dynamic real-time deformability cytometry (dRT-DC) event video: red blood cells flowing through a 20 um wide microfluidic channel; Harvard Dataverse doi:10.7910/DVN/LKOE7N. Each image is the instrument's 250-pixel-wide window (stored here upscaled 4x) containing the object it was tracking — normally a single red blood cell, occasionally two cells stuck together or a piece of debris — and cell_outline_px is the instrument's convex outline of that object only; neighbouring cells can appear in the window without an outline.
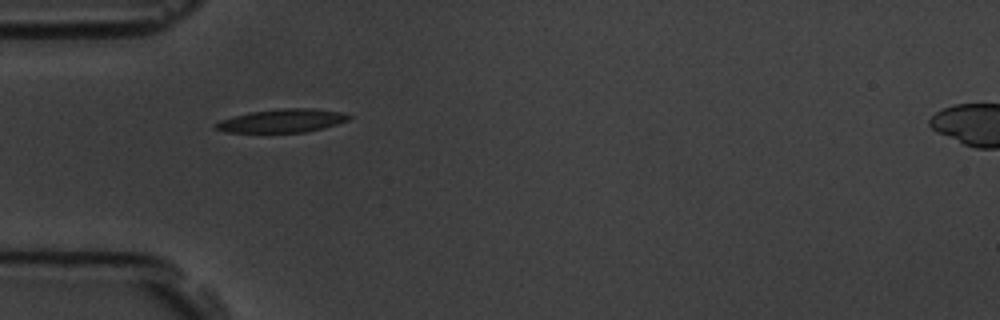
{"species": "common noctule bat (a hibernating species)", "species_latin": "Nyctalus noctula", "temperature_condition": "room temperature", "stored_images_in_passage": 36, "camera_frame_rate_fps": 3000, "um_per_image_px": 0.085, "animal": {"sex": "male", "body_mass_g": 19.5, "forearm_length_mm": 54.6}, "frame": {"image": 1, "passage_image": 1, "time_ms": 0.0, "image_size_px": [1000, 320], "cell_outline_px": [[352, 116], [348, 120], [324, 128], [304, 132], [224, 132], [212, 128], [212, 124], [220, 120], [232, 116], [248, 112], [280, 108], [312, 108], [340, 112]], "centroid_in_image_um": [23.9, 10.26], "position_along_channel_um": 61.1, "area_um2": 18.26}}
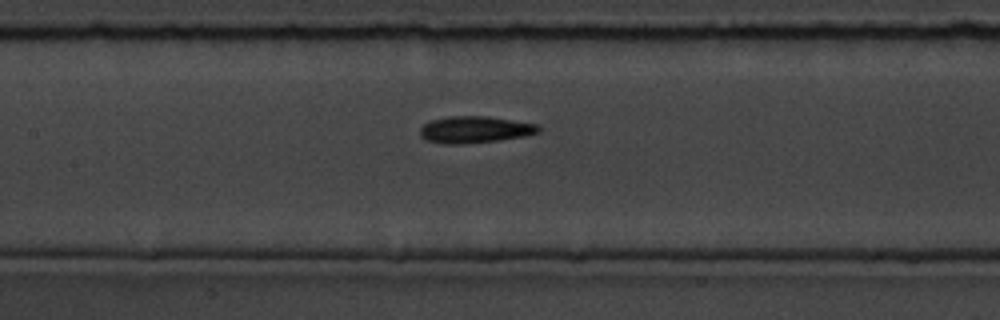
{"frame": {"image": 2, "passage_image": 10, "time_ms": 3.0, "image_size_px": [1000, 320], "cell_outline_px": [[540, 132], [524, 136], [500, 140], [460, 144], [444, 144], [428, 140], [420, 136], [420, 128], [424, 124], [432, 120], [448, 116], [488, 116], [536, 124], [540, 128]], "centroid_in_image_um": [40.35, 11.01], "position_along_channel_um": 167.0, "area_um2": 18.38}}
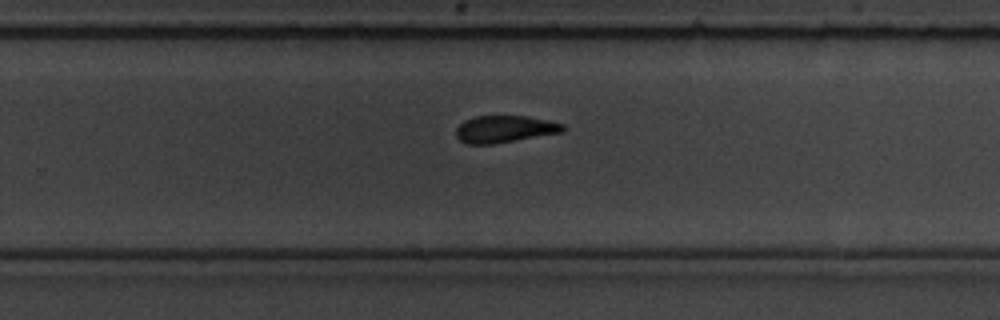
{"frame": {"image": 3, "passage_image": 20, "time_ms": 6.333, "image_size_px": [1000, 320], "cell_outline_px": [[568, 128], [564, 132], [492, 144], [468, 144], [460, 140], [456, 136], [456, 128], [464, 120], [476, 116], [528, 116], [548, 120], [564, 124]], "centroid_in_image_um": [42.93, 10.97], "position_along_channel_um": 286.9, "area_um2": 16.94}, "authors_computed_cell_mechanics": {"area_um2": 18.3226, "velocity_mm_per_s": 3.6137, "shape_relaxation_time_tau1_ms": 2.7688, "shape_relaxation_time_tau2_ms": 3.6612, "deformation_change_tau1": 0.1201, "deformation_change_tau2": 0.1061}}